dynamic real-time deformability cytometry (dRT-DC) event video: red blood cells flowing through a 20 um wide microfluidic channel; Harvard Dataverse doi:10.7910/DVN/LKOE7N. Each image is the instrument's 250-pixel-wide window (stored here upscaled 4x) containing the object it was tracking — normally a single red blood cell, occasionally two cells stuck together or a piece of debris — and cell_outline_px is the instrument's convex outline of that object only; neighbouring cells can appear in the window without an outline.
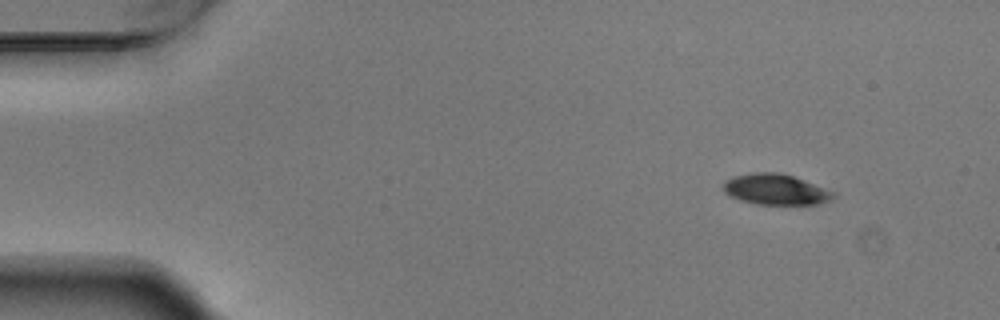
{"species": "Egyptian fruit bat (a non-hibernating species)", "species_latin": "Rousettus aegyptiacus", "temperature_condition": "warm", "stored_images_in_passage": 8, "camera_frame_rate_fps": 3000, "um_per_image_px": 0.085, "animal": {"sex": "male"}, "frame": {"image": 1, "passage_image": 1, "time_ms": 0.0, "image_size_px": [1000, 320], "cell_outline_px": [[836, 196], [832, 200], [820, 204], [756, 204], [740, 200], [724, 192], [724, 184], [728, 180], [736, 176], [752, 172], [780, 172], [792, 176], [836, 192]], "centroid_in_image_um": [65.98, 16.11], "position_along_channel_um": 19.0, "area_um2": 19.54}}
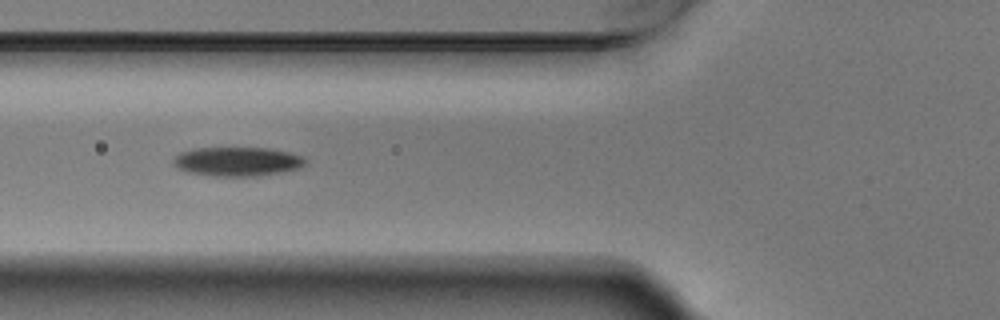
{"frame": {"image": 2, "passage_image": 5, "time_ms": 1.333, "image_size_px": [1000, 320], "cell_outline_px": [[304, 164], [300, 168], [260, 176], [212, 176], [184, 172], [176, 168], [172, 164], [172, 160], [180, 152], [196, 148], [268, 148], [288, 152], [300, 156], [304, 160]], "centroid_in_image_um": [20.09, 13.74], "position_along_channel_um": 105.7, "area_um2": 22.43}}
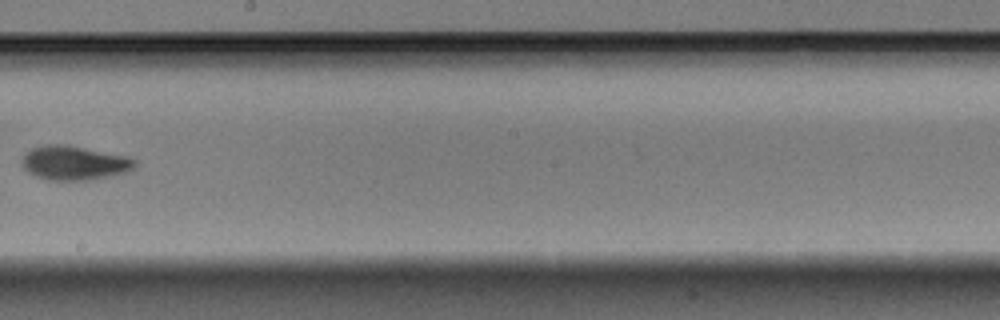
{"frame": {"image": 3, "passage_image": 8, "time_ms": 2.333, "image_size_px": [1000, 320], "cell_outline_px": [[136, 168], [128, 172], [108, 176], [84, 180], [48, 180], [36, 176], [28, 172], [20, 164], [20, 160], [32, 148], [44, 144], [64, 144], [128, 156], [136, 160]], "centroid_in_image_um": [6.31, 13.84], "position_along_channel_um": 241.9, "area_um2": 22.54}}